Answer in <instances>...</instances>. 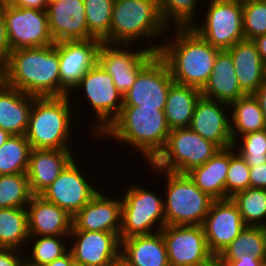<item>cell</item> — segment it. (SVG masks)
<instances>
[{"label":"cell","mask_w":266,"mask_h":266,"mask_svg":"<svg viewBox=\"0 0 266 266\" xmlns=\"http://www.w3.org/2000/svg\"><path fill=\"white\" fill-rule=\"evenodd\" d=\"M59 52L50 46L11 51L0 68V79L9 87L36 97L65 96L61 92Z\"/></svg>","instance_id":"1"},{"label":"cell","mask_w":266,"mask_h":266,"mask_svg":"<svg viewBox=\"0 0 266 266\" xmlns=\"http://www.w3.org/2000/svg\"><path fill=\"white\" fill-rule=\"evenodd\" d=\"M176 44H161L158 55L167 64L175 83L202 89L212 73L219 49L191 27H178Z\"/></svg>","instance_id":"2"},{"label":"cell","mask_w":266,"mask_h":266,"mask_svg":"<svg viewBox=\"0 0 266 266\" xmlns=\"http://www.w3.org/2000/svg\"><path fill=\"white\" fill-rule=\"evenodd\" d=\"M170 131L164 110L123 106L120 115L103 134L136 147L151 163L163 150Z\"/></svg>","instance_id":"3"},{"label":"cell","mask_w":266,"mask_h":266,"mask_svg":"<svg viewBox=\"0 0 266 266\" xmlns=\"http://www.w3.org/2000/svg\"><path fill=\"white\" fill-rule=\"evenodd\" d=\"M69 96L36 97L25 134L31 149H69Z\"/></svg>","instance_id":"4"},{"label":"cell","mask_w":266,"mask_h":266,"mask_svg":"<svg viewBox=\"0 0 266 266\" xmlns=\"http://www.w3.org/2000/svg\"><path fill=\"white\" fill-rule=\"evenodd\" d=\"M167 26L158 0H115L109 30V44H124L162 33Z\"/></svg>","instance_id":"5"},{"label":"cell","mask_w":266,"mask_h":266,"mask_svg":"<svg viewBox=\"0 0 266 266\" xmlns=\"http://www.w3.org/2000/svg\"><path fill=\"white\" fill-rule=\"evenodd\" d=\"M221 148L195 133L190 127L170 131L159 155L150 163L153 168L178 174L205 164Z\"/></svg>","instance_id":"6"},{"label":"cell","mask_w":266,"mask_h":266,"mask_svg":"<svg viewBox=\"0 0 266 266\" xmlns=\"http://www.w3.org/2000/svg\"><path fill=\"white\" fill-rule=\"evenodd\" d=\"M164 201L166 225H202L213 198L199 189L187 174L168 172Z\"/></svg>","instance_id":"7"},{"label":"cell","mask_w":266,"mask_h":266,"mask_svg":"<svg viewBox=\"0 0 266 266\" xmlns=\"http://www.w3.org/2000/svg\"><path fill=\"white\" fill-rule=\"evenodd\" d=\"M203 27H191L211 46L228 50L245 39L242 0H210Z\"/></svg>","instance_id":"8"},{"label":"cell","mask_w":266,"mask_h":266,"mask_svg":"<svg viewBox=\"0 0 266 266\" xmlns=\"http://www.w3.org/2000/svg\"><path fill=\"white\" fill-rule=\"evenodd\" d=\"M4 17L11 51L55 44L46 10L18 7L4 2Z\"/></svg>","instance_id":"9"},{"label":"cell","mask_w":266,"mask_h":266,"mask_svg":"<svg viewBox=\"0 0 266 266\" xmlns=\"http://www.w3.org/2000/svg\"><path fill=\"white\" fill-rule=\"evenodd\" d=\"M161 220L160 231L166 226L164 201L142 187L127 190L122 201L120 241L131 236L153 234L150 230Z\"/></svg>","instance_id":"10"},{"label":"cell","mask_w":266,"mask_h":266,"mask_svg":"<svg viewBox=\"0 0 266 266\" xmlns=\"http://www.w3.org/2000/svg\"><path fill=\"white\" fill-rule=\"evenodd\" d=\"M174 83L170 70L158 53L139 71L135 83L123 96V106L164 110Z\"/></svg>","instance_id":"11"},{"label":"cell","mask_w":266,"mask_h":266,"mask_svg":"<svg viewBox=\"0 0 266 266\" xmlns=\"http://www.w3.org/2000/svg\"><path fill=\"white\" fill-rule=\"evenodd\" d=\"M161 232L170 266H194L213 256L202 225H166Z\"/></svg>","instance_id":"12"},{"label":"cell","mask_w":266,"mask_h":266,"mask_svg":"<svg viewBox=\"0 0 266 266\" xmlns=\"http://www.w3.org/2000/svg\"><path fill=\"white\" fill-rule=\"evenodd\" d=\"M76 87L85 88V94L96 111L98 120H101L98 128L100 131L96 134H102L120 115L123 95L117 90L112 76L98 63L84 74ZM118 98H121V101L117 104ZM111 113L113 115H110Z\"/></svg>","instance_id":"13"},{"label":"cell","mask_w":266,"mask_h":266,"mask_svg":"<svg viewBox=\"0 0 266 266\" xmlns=\"http://www.w3.org/2000/svg\"><path fill=\"white\" fill-rule=\"evenodd\" d=\"M111 45L101 43L98 64L112 76L117 90L124 96L135 83L139 71L158 53L160 46L128 52Z\"/></svg>","instance_id":"14"},{"label":"cell","mask_w":266,"mask_h":266,"mask_svg":"<svg viewBox=\"0 0 266 266\" xmlns=\"http://www.w3.org/2000/svg\"><path fill=\"white\" fill-rule=\"evenodd\" d=\"M202 226L213 255L223 252L246 227L238 206L231 198L213 200Z\"/></svg>","instance_id":"15"},{"label":"cell","mask_w":266,"mask_h":266,"mask_svg":"<svg viewBox=\"0 0 266 266\" xmlns=\"http://www.w3.org/2000/svg\"><path fill=\"white\" fill-rule=\"evenodd\" d=\"M101 43L102 41L95 38L56 42V49L59 52L61 92L64 95L69 93L71 87L75 88L84 74L98 63Z\"/></svg>","instance_id":"16"},{"label":"cell","mask_w":266,"mask_h":266,"mask_svg":"<svg viewBox=\"0 0 266 266\" xmlns=\"http://www.w3.org/2000/svg\"><path fill=\"white\" fill-rule=\"evenodd\" d=\"M98 192L87 183L72 160L40 195L73 217Z\"/></svg>","instance_id":"17"},{"label":"cell","mask_w":266,"mask_h":266,"mask_svg":"<svg viewBox=\"0 0 266 266\" xmlns=\"http://www.w3.org/2000/svg\"><path fill=\"white\" fill-rule=\"evenodd\" d=\"M70 235L78 240L70 251L74 262L81 266H113L120 258L121 241L116 233L71 231Z\"/></svg>","instance_id":"18"},{"label":"cell","mask_w":266,"mask_h":266,"mask_svg":"<svg viewBox=\"0 0 266 266\" xmlns=\"http://www.w3.org/2000/svg\"><path fill=\"white\" fill-rule=\"evenodd\" d=\"M220 101L200 97L192 116L190 128L204 139L217 144L221 149L235 146L236 129L219 107Z\"/></svg>","instance_id":"19"},{"label":"cell","mask_w":266,"mask_h":266,"mask_svg":"<svg viewBox=\"0 0 266 266\" xmlns=\"http://www.w3.org/2000/svg\"><path fill=\"white\" fill-rule=\"evenodd\" d=\"M46 11L55 43L93 38L88 32L83 0H58L47 5Z\"/></svg>","instance_id":"20"},{"label":"cell","mask_w":266,"mask_h":266,"mask_svg":"<svg viewBox=\"0 0 266 266\" xmlns=\"http://www.w3.org/2000/svg\"><path fill=\"white\" fill-rule=\"evenodd\" d=\"M122 201L110 200L98 192L76 215L71 231H102L120 237Z\"/></svg>","instance_id":"21"},{"label":"cell","mask_w":266,"mask_h":266,"mask_svg":"<svg viewBox=\"0 0 266 266\" xmlns=\"http://www.w3.org/2000/svg\"><path fill=\"white\" fill-rule=\"evenodd\" d=\"M27 210L28 233L64 236L71 233L73 217L41 195H32Z\"/></svg>","instance_id":"22"},{"label":"cell","mask_w":266,"mask_h":266,"mask_svg":"<svg viewBox=\"0 0 266 266\" xmlns=\"http://www.w3.org/2000/svg\"><path fill=\"white\" fill-rule=\"evenodd\" d=\"M69 149H31L27 177L33 195H40L73 160Z\"/></svg>","instance_id":"23"},{"label":"cell","mask_w":266,"mask_h":266,"mask_svg":"<svg viewBox=\"0 0 266 266\" xmlns=\"http://www.w3.org/2000/svg\"><path fill=\"white\" fill-rule=\"evenodd\" d=\"M235 67L237 81L245 94H254L266 79L265 63L253 40L243 39L227 50Z\"/></svg>","instance_id":"24"},{"label":"cell","mask_w":266,"mask_h":266,"mask_svg":"<svg viewBox=\"0 0 266 266\" xmlns=\"http://www.w3.org/2000/svg\"><path fill=\"white\" fill-rule=\"evenodd\" d=\"M231 54L227 50L219 51L212 68V73L200 90L202 97L215 99L223 105L230 104L245 96L238 84ZM214 97V98H213Z\"/></svg>","instance_id":"25"},{"label":"cell","mask_w":266,"mask_h":266,"mask_svg":"<svg viewBox=\"0 0 266 266\" xmlns=\"http://www.w3.org/2000/svg\"><path fill=\"white\" fill-rule=\"evenodd\" d=\"M34 96L9 87L0 79V127L10 135H25Z\"/></svg>","instance_id":"26"},{"label":"cell","mask_w":266,"mask_h":266,"mask_svg":"<svg viewBox=\"0 0 266 266\" xmlns=\"http://www.w3.org/2000/svg\"><path fill=\"white\" fill-rule=\"evenodd\" d=\"M120 257L131 266H170L162 232L121 240Z\"/></svg>","instance_id":"27"},{"label":"cell","mask_w":266,"mask_h":266,"mask_svg":"<svg viewBox=\"0 0 266 266\" xmlns=\"http://www.w3.org/2000/svg\"><path fill=\"white\" fill-rule=\"evenodd\" d=\"M229 168V148L220 149L205 164L186 174L203 192L214 200L225 199L226 177Z\"/></svg>","instance_id":"28"},{"label":"cell","mask_w":266,"mask_h":266,"mask_svg":"<svg viewBox=\"0 0 266 266\" xmlns=\"http://www.w3.org/2000/svg\"><path fill=\"white\" fill-rule=\"evenodd\" d=\"M201 96L200 89L196 87L175 82L170 86L164 109L170 130L190 127L196 103Z\"/></svg>","instance_id":"29"},{"label":"cell","mask_w":266,"mask_h":266,"mask_svg":"<svg viewBox=\"0 0 266 266\" xmlns=\"http://www.w3.org/2000/svg\"><path fill=\"white\" fill-rule=\"evenodd\" d=\"M244 254L262 261L266 258V227L246 226L219 257L222 261H234Z\"/></svg>","instance_id":"30"},{"label":"cell","mask_w":266,"mask_h":266,"mask_svg":"<svg viewBox=\"0 0 266 266\" xmlns=\"http://www.w3.org/2000/svg\"><path fill=\"white\" fill-rule=\"evenodd\" d=\"M27 237L29 238L27 209L0 208V245L3 248L17 249Z\"/></svg>","instance_id":"31"},{"label":"cell","mask_w":266,"mask_h":266,"mask_svg":"<svg viewBox=\"0 0 266 266\" xmlns=\"http://www.w3.org/2000/svg\"><path fill=\"white\" fill-rule=\"evenodd\" d=\"M30 151L25 135H10L0 147V175L27 173Z\"/></svg>","instance_id":"32"},{"label":"cell","mask_w":266,"mask_h":266,"mask_svg":"<svg viewBox=\"0 0 266 266\" xmlns=\"http://www.w3.org/2000/svg\"><path fill=\"white\" fill-rule=\"evenodd\" d=\"M233 124L243 135L266 129V121L258 100L253 94H246L233 101Z\"/></svg>","instance_id":"33"},{"label":"cell","mask_w":266,"mask_h":266,"mask_svg":"<svg viewBox=\"0 0 266 266\" xmlns=\"http://www.w3.org/2000/svg\"><path fill=\"white\" fill-rule=\"evenodd\" d=\"M231 199L236 203L246 226L266 227L261 220L266 217V189L247 188Z\"/></svg>","instance_id":"34"},{"label":"cell","mask_w":266,"mask_h":266,"mask_svg":"<svg viewBox=\"0 0 266 266\" xmlns=\"http://www.w3.org/2000/svg\"><path fill=\"white\" fill-rule=\"evenodd\" d=\"M115 0H83L89 34L109 43V30Z\"/></svg>","instance_id":"35"},{"label":"cell","mask_w":266,"mask_h":266,"mask_svg":"<svg viewBox=\"0 0 266 266\" xmlns=\"http://www.w3.org/2000/svg\"><path fill=\"white\" fill-rule=\"evenodd\" d=\"M27 173L0 175V208H21L32 197Z\"/></svg>","instance_id":"36"},{"label":"cell","mask_w":266,"mask_h":266,"mask_svg":"<svg viewBox=\"0 0 266 266\" xmlns=\"http://www.w3.org/2000/svg\"><path fill=\"white\" fill-rule=\"evenodd\" d=\"M242 11L245 39L266 34V0H242Z\"/></svg>","instance_id":"37"},{"label":"cell","mask_w":266,"mask_h":266,"mask_svg":"<svg viewBox=\"0 0 266 266\" xmlns=\"http://www.w3.org/2000/svg\"><path fill=\"white\" fill-rule=\"evenodd\" d=\"M234 146L229 147V168L226 177L225 199L233 197L237 192L250 188V167L238 153L235 155Z\"/></svg>","instance_id":"38"},{"label":"cell","mask_w":266,"mask_h":266,"mask_svg":"<svg viewBox=\"0 0 266 266\" xmlns=\"http://www.w3.org/2000/svg\"><path fill=\"white\" fill-rule=\"evenodd\" d=\"M163 22L168 26L169 18L175 19L177 27H192L196 0H158Z\"/></svg>","instance_id":"39"},{"label":"cell","mask_w":266,"mask_h":266,"mask_svg":"<svg viewBox=\"0 0 266 266\" xmlns=\"http://www.w3.org/2000/svg\"><path fill=\"white\" fill-rule=\"evenodd\" d=\"M60 236H42L32 247L34 261H26L25 266H45L56 258L61 257L67 251L65 246L57 238Z\"/></svg>","instance_id":"40"},{"label":"cell","mask_w":266,"mask_h":266,"mask_svg":"<svg viewBox=\"0 0 266 266\" xmlns=\"http://www.w3.org/2000/svg\"><path fill=\"white\" fill-rule=\"evenodd\" d=\"M238 152L249 167L266 163V129L243 135Z\"/></svg>","instance_id":"41"},{"label":"cell","mask_w":266,"mask_h":266,"mask_svg":"<svg viewBox=\"0 0 266 266\" xmlns=\"http://www.w3.org/2000/svg\"><path fill=\"white\" fill-rule=\"evenodd\" d=\"M11 48L4 17V1L0 2V68L7 62Z\"/></svg>","instance_id":"42"},{"label":"cell","mask_w":266,"mask_h":266,"mask_svg":"<svg viewBox=\"0 0 266 266\" xmlns=\"http://www.w3.org/2000/svg\"><path fill=\"white\" fill-rule=\"evenodd\" d=\"M250 188L266 189V163L250 167Z\"/></svg>","instance_id":"43"},{"label":"cell","mask_w":266,"mask_h":266,"mask_svg":"<svg viewBox=\"0 0 266 266\" xmlns=\"http://www.w3.org/2000/svg\"><path fill=\"white\" fill-rule=\"evenodd\" d=\"M18 249L14 248H2L0 249V266H25L24 258L15 254ZM23 261H22V260Z\"/></svg>","instance_id":"44"},{"label":"cell","mask_w":266,"mask_h":266,"mask_svg":"<svg viewBox=\"0 0 266 266\" xmlns=\"http://www.w3.org/2000/svg\"><path fill=\"white\" fill-rule=\"evenodd\" d=\"M4 2H9L14 6L32 8L38 10H46L47 3L46 0H4Z\"/></svg>","instance_id":"45"},{"label":"cell","mask_w":266,"mask_h":266,"mask_svg":"<svg viewBox=\"0 0 266 266\" xmlns=\"http://www.w3.org/2000/svg\"><path fill=\"white\" fill-rule=\"evenodd\" d=\"M262 260H259L252 255L244 254L234 261H222L223 264L229 266H261Z\"/></svg>","instance_id":"46"},{"label":"cell","mask_w":266,"mask_h":266,"mask_svg":"<svg viewBox=\"0 0 266 266\" xmlns=\"http://www.w3.org/2000/svg\"><path fill=\"white\" fill-rule=\"evenodd\" d=\"M253 95L258 100L260 108L263 112L266 121V79Z\"/></svg>","instance_id":"47"},{"label":"cell","mask_w":266,"mask_h":266,"mask_svg":"<svg viewBox=\"0 0 266 266\" xmlns=\"http://www.w3.org/2000/svg\"><path fill=\"white\" fill-rule=\"evenodd\" d=\"M73 263H74L73 255L69 250V252H66L61 257L56 258L54 261L46 264L45 266H71Z\"/></svg>","instance_id":"48"},{"label":"cell","mask_w":266,"mask_h":266,"mask_svg":"<svg viewBox=\"0 0 266 266\" xmlns=\"http://www.w3.org/2000/svg\"><path fill=\"white\" fill-rule=\"evenodd\" d=\"M253 41L256 44L257 51L259 52L262 60L266 64V34L256 37Z\"/></svg>","instance_id":"49"},{"label":"cell","mask_w":266,"mask_h":266,"mask_svg":"<svg viewBox=\"0 0 266 266\" xmlns=\"http://www.w3.org/2000/svg\"><path fill=\"white\" fill-rule=\"evenodd\" d=\"M194 266H223L222 260L219 255H213L203 263Z\"/></svg>","instance_id":"50"},{"label":"cell","mask_w":266,"mask_h":266,"mask_svg":"<svg viewBox=\"0 0 266 266\" xmlns=\"http://www.w3.org/2000/svg\"><path fill=\"white\" fill-rule=\"evenodd\" d=\"M10 137V134L7 131H4L0 127V147L6 142V140Z\"/></svg>","instance_id":"51"},{"label":"cell","mask_w":266,"mask_h":266,"mask_svg":"<svg viewBox=\"0 0 266 266\" xmlns=\"http://www.w3.org/2000/svg\"><path fill=\"white\" fill-rule=\"evenodd\" d=\"M113 266H131L125 262L121 257L113 264Z\"/></svg>","instance_id":"52"},{"label":"cell","mask_w":266,"mask_h":266,"mask_svg":"<svg viewBox=\"0 0 266 266\" xmlns=\"http://www.w3.org/2000/svg\"><path fill=\"white\" fill-rule=\"evenodd\" d=\"M55 1H58V0H46V3H47V5H49V4H51V3L55 2Z\"/></svg>","instance_id":"53"},{"label":"cell","mask_w":266,"mask_h":266,"mask_svg":"<svg viewBox=\"0 0 266 266\" xmlns=\"http://www.w3.org/2000/svg\"><path fill=\"white\" fill-rule=\"evenodd\" d=\"M261 266H266V258L261 262Z\"/></svg>","instance_id":"54"},{"label":"cell","mask_w":266,"mask_h":266,"mask_svg":"<svg viewBox=\"0 0 266 266\" xmlns=\"http://www.w3.org/2000/svg\"><path fill=\"white\" fill-rule=\"evenodd\" d=\"M71 266H81V265L74 262Z\"/></svg>","instance_id":"55"}]
</instances>
